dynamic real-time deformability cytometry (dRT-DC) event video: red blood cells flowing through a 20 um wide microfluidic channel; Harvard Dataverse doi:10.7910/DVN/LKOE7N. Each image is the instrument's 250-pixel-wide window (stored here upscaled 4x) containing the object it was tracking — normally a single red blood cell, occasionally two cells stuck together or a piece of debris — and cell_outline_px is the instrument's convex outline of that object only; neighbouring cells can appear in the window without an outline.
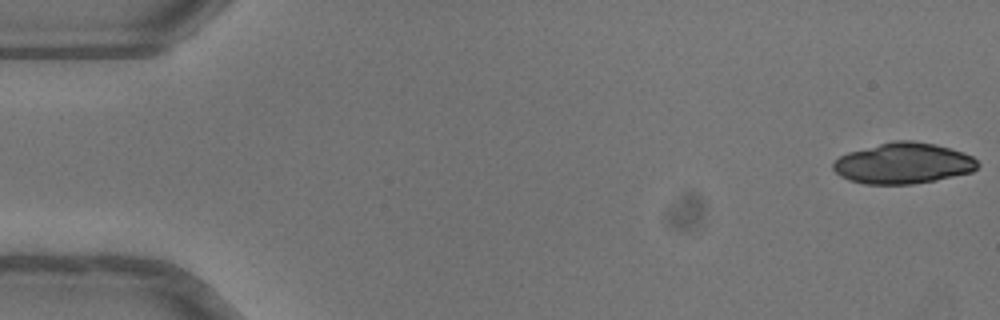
{"species": "common noctule bat (a hibernating species)", "species_latin": "Nyctalus noctula", "temperature_condition": "warm", "stored_images_in_passage": 19, "camera_frame_rate_fps": 3000, "um_per_image_px": 0.085, "animal": {"sex": "female"}, "frame": {"image": 1, "passage_image": 1, "time_ms": 0.0, "image_size_px": [1000, 320], "cell_outline_px": [[980, 164], [972, 172], [936, 180], [912, 184], [864, 184], [848, 180], [840, 176], [832, 168], [832, 164], [840, 156], [848, 152], [892, 140], [912, 140], [936, 144], [972, 156]], "centroid_in_image_um": [76.75, 13.88], "position_along_channel_um": 8.2, "area_um2": 34.45}}